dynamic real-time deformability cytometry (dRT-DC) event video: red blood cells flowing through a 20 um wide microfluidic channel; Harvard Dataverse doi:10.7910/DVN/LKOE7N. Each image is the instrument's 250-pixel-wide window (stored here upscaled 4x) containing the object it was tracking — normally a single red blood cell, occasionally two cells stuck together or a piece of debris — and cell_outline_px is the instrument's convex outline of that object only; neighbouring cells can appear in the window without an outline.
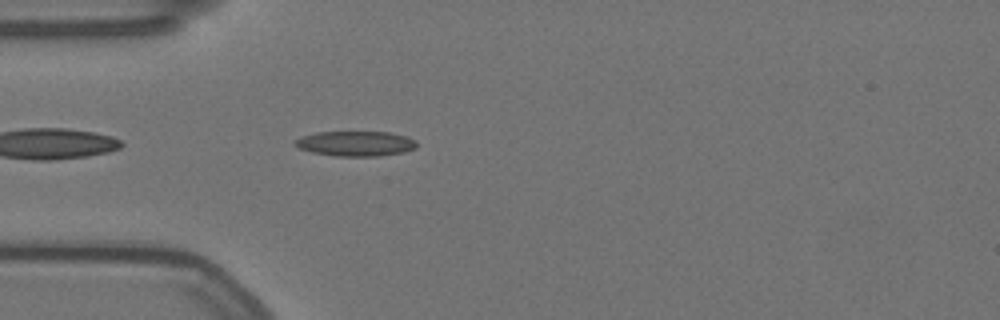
{"species": "Egyptian fruit bat (a non-hibernating species)", "species_latin": "Rousettus aegyptiacus", "temperature_condition": "warm", "stored_images_in_passage": 30, "camera_frame_rate_fps": 3000, "um_per_image_px": 0.085, "animal": {"sex": "female"}, "frame": {"image": 1, "passage_image": 1, "time_ms": 0.0, "image_size_px": [1000, 320], "cell_outline_px": [[416, 148], [404, 152], [376, 156], [336, 156], [312, 152], [300, 148], [292, 144], [292, 140], [300, 136], [316, 132], [388, 132], [404, 136], [416, 140]], "centroid_in_image_um": [30.17, 12.2], "position_along_channel_um": 54.8, "area_um2": 17.8}}
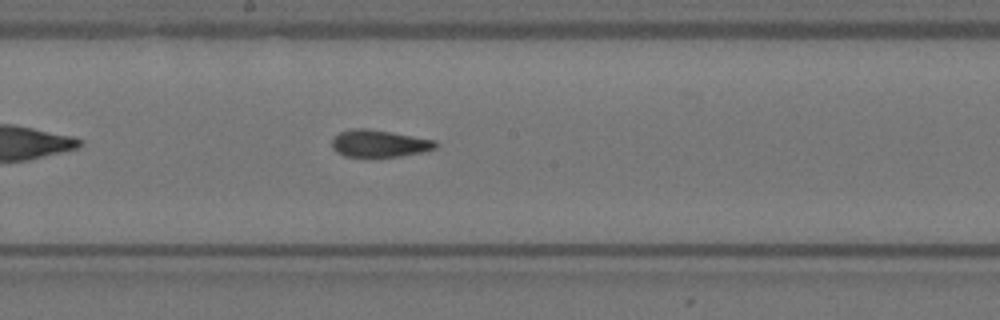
{"frame": {"image": 2, "passage_image": 15, "time_ms": 4.667, "image_size_px": [1000, 320], "cell_outline_px": [[440, 144], [436, 148], [420, 152], [400, 156], [344, 156], [336, 152], [332, 148], [332, 140], [340, 132], [352, 128], [368, 128], [436, 140]], "centroid_in_image_um": [32.24, 12.18], "position_along_channel_um": 216.0, "area_um2": 16.3}}
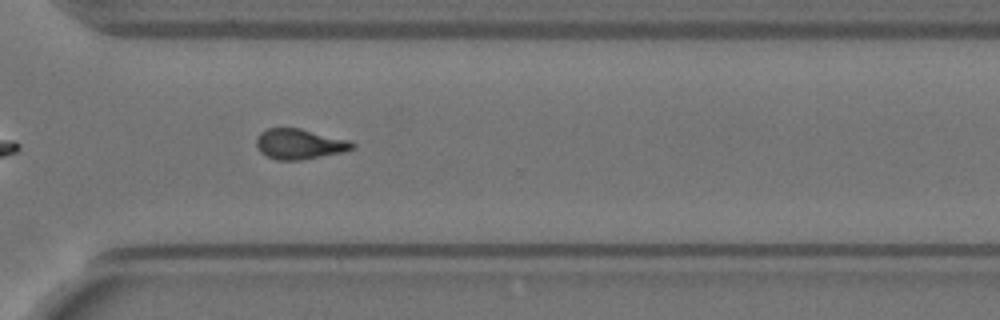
{"frame": {"image": 3, "passage_image": 26, "time_ms": 8.333, "image_size_px": [1000, 320], "cell_outline_px": [[356, 148], [344, 152], [300, 160], [276, 160], [260, 152], [256, 148], [256, 136], [260, 132], [268, 128], [300, 128], [348, 140], [356, 144]], "centroid_in_image_um": [25.44, 12.24], "position_along_channel_um": 345.2, "area_um2": 17.05}, "authors_computed_cell_mechanics": {"area_um2": 17.1088, "velocity_mm_per_s": 3.5408, "shape_relaxation_time_tau1_ms": null, "shape_relaxation_time_tau2_ms": 2.5103, "deformation_change_tau1": null, "deformation_change_tau2": 0.1065}}